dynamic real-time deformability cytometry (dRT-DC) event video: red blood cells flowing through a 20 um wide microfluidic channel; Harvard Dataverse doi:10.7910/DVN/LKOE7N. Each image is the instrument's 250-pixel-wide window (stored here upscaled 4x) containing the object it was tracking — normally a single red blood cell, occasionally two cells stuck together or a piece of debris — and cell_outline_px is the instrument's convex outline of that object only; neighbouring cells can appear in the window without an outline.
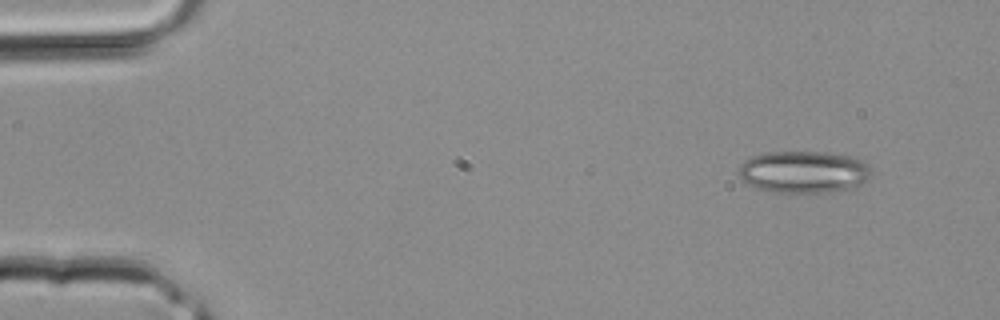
{"species": "common noctule bat (a hibernating species)", "species_latin": "Nyctalus noctula", "temperature_condition": "room temperature", "stored_images_in_passage": 3, "camera_frame_rate_fps": 3000, "um_per_image_px": 0.085, "animal": {"sex": "male", "body_mass_g": 20.4}, "frame": {"image": 1, "passage_image": 1, "time_ms": 0.0, "image_size_px": [1000, 320], "cell_outline_px": [[876, 172], [868, 180], [856, 188], [828, 192], [772, 192], [756, 188], [748, 184], [740, 176], [740, 164], [744, 160], [752, 156], [764, 152], [828, 152], [856, 156], [868, 164]], "centroid_in_image_um": [68.42, 14.6], "position_along_channel_um": 16.6, "area_um2": 33.18}}